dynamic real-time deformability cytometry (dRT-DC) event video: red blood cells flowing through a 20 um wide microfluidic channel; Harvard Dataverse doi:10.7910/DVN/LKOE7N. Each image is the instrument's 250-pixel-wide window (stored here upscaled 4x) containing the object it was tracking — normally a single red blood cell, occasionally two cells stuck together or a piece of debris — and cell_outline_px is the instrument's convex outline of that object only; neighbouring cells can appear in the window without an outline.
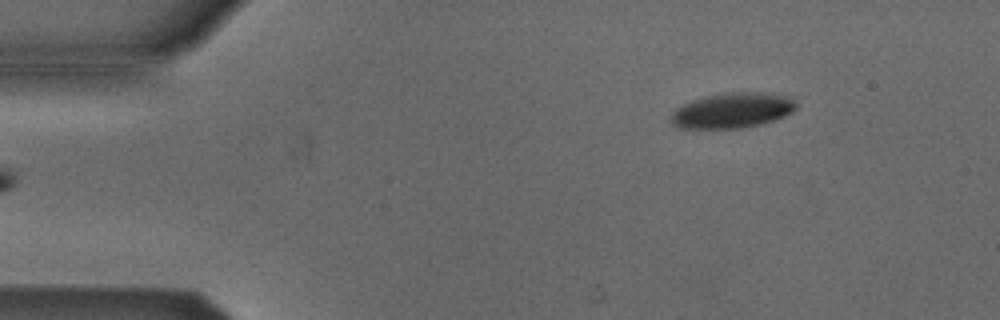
{"species": "Egyptian fruit bat (a non-hibernating species)", "species_latin": "Rousettus aegyptiacus", "temperature_condition": "cold", "stored_images_in_passage": 3, "camera_frame_rate_fps": 3000, "um_per_image_px": 0.085, "animal": {"sex": "male"}, "frame": {"image": 1, "passage_image": 1, "time_ms": 0.0, "image_size_px": [1000, 320], "cell_outline_px": [[796, 108], [792, 112], [776, 120], [760, 124], [740, 128], [676, 128], [672, 124], [672, 112], [676, 108], [692, 100], [704, 96], [728, 92], [772, 92], [788, 96], [796, 100]], "centroid_in_image_um": [62.29, 9.37], "position_along_channel_um": 22.7, "area_um2": 25.95}}